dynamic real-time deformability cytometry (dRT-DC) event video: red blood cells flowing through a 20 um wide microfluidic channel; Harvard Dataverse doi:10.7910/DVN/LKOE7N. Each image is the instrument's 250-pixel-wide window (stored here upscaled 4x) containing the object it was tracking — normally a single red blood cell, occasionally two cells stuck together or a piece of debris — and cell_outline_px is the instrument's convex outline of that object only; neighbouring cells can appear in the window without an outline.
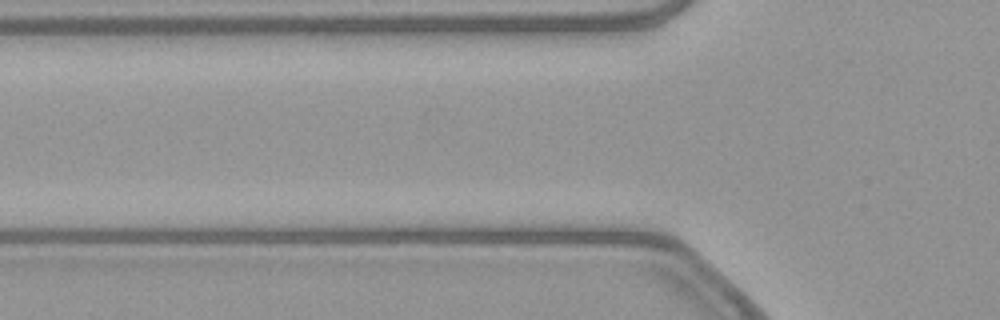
{"species": "common noctule bat (a hibernating species)", "species_latin": "Nyctalus noctula", "temperature_condition": "warm", "stored_images_in_passage": 3, "camera_frame_rate_fps": 3000, "um_per_image_px": 0.085, "animal": {"sex": "female", "body_mass_g": 21.9}, "frame": {"image": 1, "passage_image": 2, "time_ms": 0.333, "image_size_px": [1000, 320], "cell_outline_px": [[680, 280], [472, 260], [472, 256], [512, 256], [652, 260], [668, 264], [680, 272]], "centroid_in_image_um": [50.44, 22.55], "position_along_channel_um": 75.4, "area_um2": 17.28}}